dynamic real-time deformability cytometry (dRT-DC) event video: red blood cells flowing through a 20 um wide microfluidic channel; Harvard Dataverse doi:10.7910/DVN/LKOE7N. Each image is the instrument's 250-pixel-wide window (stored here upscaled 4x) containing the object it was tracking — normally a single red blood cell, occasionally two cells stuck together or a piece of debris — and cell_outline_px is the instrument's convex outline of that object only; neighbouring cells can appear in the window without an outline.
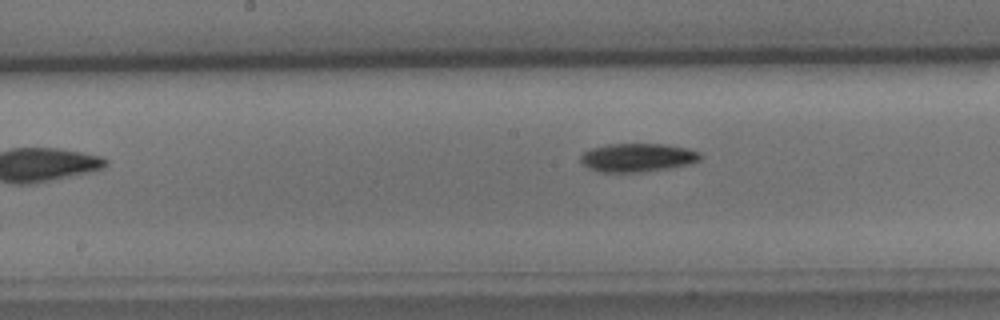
{"species": "common noctule bat (a hibernating species)", "species_latin": "Nyctalus noctula", "temperature_condition": "cold", "stored_images_in_passage": 5, "camera_frame_rate_fps": 3000, "um_per_image_px": 0.085, "animal": {"sex": "male", "body_mass_g": 15.6}, "frame": {"image": 1, "passage_image": 5, "time_ms": 5.667, "image_size_px": [1000, 320], "cell_outline_px": [[704, 156], [700, 160], [692, 164], [672, 168], [640, 172], [600, 172], [588, 168], [580, 160], [580, 156], [588, 148], [608, 144], [664, 144], [688, 148], [700, 152]], "centroid_in_image_um": [54.23, 13.39], "position_along_channel_um": 194.0, "area_um2": 20.23}}